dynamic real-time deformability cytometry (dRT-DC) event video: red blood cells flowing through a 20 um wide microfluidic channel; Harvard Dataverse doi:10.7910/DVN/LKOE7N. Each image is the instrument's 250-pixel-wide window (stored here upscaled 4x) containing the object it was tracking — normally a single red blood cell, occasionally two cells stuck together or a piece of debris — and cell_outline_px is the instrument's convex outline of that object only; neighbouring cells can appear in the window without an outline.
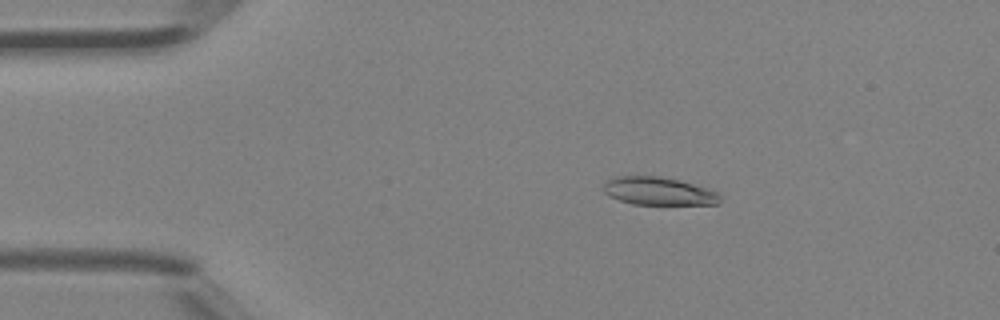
{"species": "Egyptian fruit bat (a non-hibernating species)", "species_latin": "Rousettus aegyptiacus", "temperature_condition": "room temperature", "stored_images_in_passage": 46, "camera_frame_rate_fps": 3000, "um_per_image_px": 0.085, "animal": {"sex": "female"}, "frame": {"image": 1, "passage_image": 9, "time_ms": 2.667, "image_size_px": [1000, 320], "cell_outline_px": [[720, 204], [632, 204], [608, 196], [604, 192], [604, 184], [608, 180], [616, 176], [660, 176], [680, 180], [708, 188], [716, 192], [720, 196]], "centroid_in_image_um": [55.98, 16.24], "position_along_channel_um": 29.0, "area_um2": 18.96}}
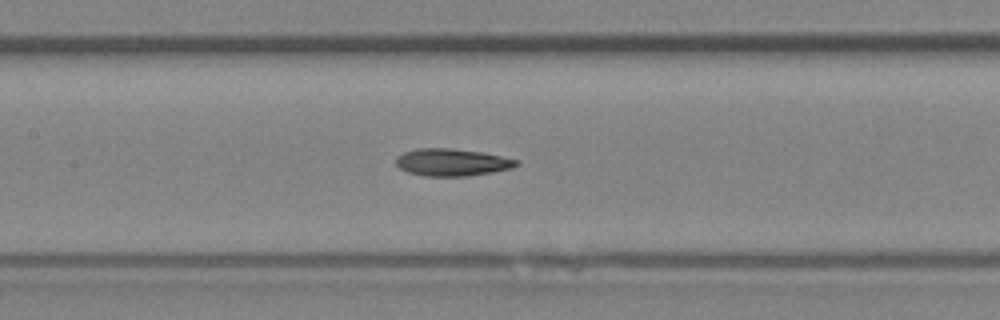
{"frame": {"image": 2, "passage_image": 22, "time_ms": 7.0, "image_size_px": [1000, 320], "cell_outline_px": [[520, 164], [512, 168], [492, 172], [468, 176], [424, 176], [408, 172], [400, 168], [396, 164], [396, 156], [404, 152], [416, 148], [452, 148], [480, 152], [520, 160]], "centroid_in_image_um": [38.42, 13.79], "position_along_channel_um": 169.0, "area_um2": 19.19}}
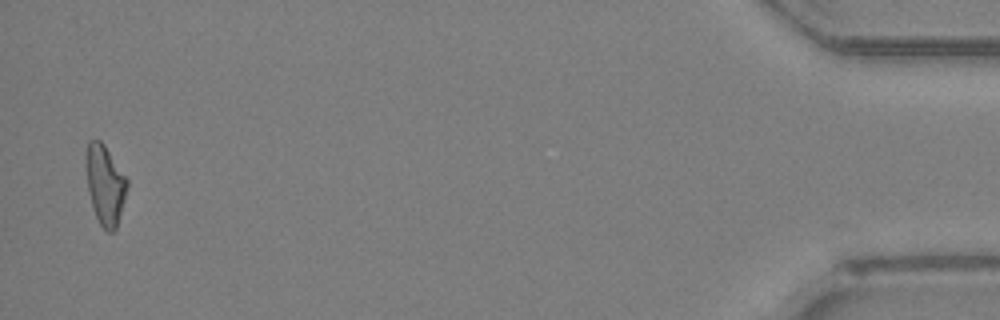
{"frame": {"image": 3, "passage_image": 45, "time_ms": 14.667, "image_size_px": [1000, 320], "cell_outline_px": [[128, 188], [116, 228], [112, 232], [108, 232], [100, 224], [96, 216], [92, 204], [88, 188], [84, 156], [88, 140], [100, 140], [104, 144], [128, 180]], "centroid_in_image_um": [8.92, 15.66], "position_along_channel_um": 426.3, "area_um2": 19.02}, "authors_computed_cell_mechanics": {"area_um2": 19.2474, "velocity_mm_per_s": 4.5524, "shape_relaxation_time_tau1_ms": 3.3427, "shape_relaxation_time_tau2_ms": 3.7782, "deformation_change_tau1": 0.1399, "deformation_change_tau2": 0.1145}}